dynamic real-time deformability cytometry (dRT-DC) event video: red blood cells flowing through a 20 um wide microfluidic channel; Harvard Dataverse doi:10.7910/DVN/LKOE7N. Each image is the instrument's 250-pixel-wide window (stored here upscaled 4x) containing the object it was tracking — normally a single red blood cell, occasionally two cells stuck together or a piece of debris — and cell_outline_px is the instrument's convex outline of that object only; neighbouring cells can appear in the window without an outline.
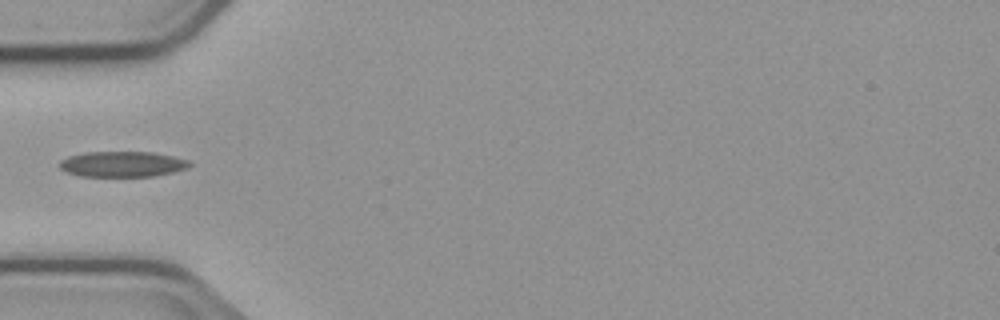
{"species": "common noctule bat (a hibernating species)", "species_latin": "Nyctalus noctula", "temperature_condition": "cold", "stored_images_in_passage": 5, "camera_frame_rate_fps": 3000, "um_per_image_px": 0.085, "animal": {"sex": "male", "body_mass_g": 23.1, "forearm_length_mm": 52.7}, "frame": {"image": 1, "passage_image": 5, "time_ms": 4.667, "image_size_px": [1000, 320], "cell_outline_px": [[192, 164], [188, 168], [172, 172], [152, 176], [80, 176], [68, 172], [60, 168], [60, 160], [68, 156], [84, 152], [152, 152], [172, 156], [188, 160]], "centroid_in_image_um": [10.4, 13.94], "position_along_channel_um": 74.6, "area_um2": 19.25}}